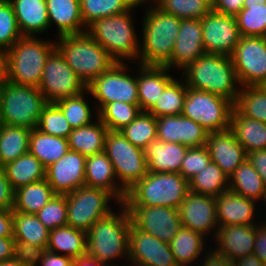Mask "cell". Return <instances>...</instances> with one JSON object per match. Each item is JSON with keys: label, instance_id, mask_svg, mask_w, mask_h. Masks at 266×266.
<instances>
[{"label": "cell", "instance_id": "cell-56", "mask_svg": "<svg viewBox=\"0 0 266 266\" xmlns=\"http://www.w3.org/2000/svg\"><path fill=\"white\" fill-rule=\"evenodd\" d=\"M263 224V225H262ZM257 223L253 253L266 265V223Z\"/></svg>", "mask_w": 266, "mask_h": 266}, {"label": "cell", "instance_id": "cell-45", "mask_svg": "<svg viewBox=\"0 0 266 266\" xmlns=\"http://www.w3.org/2000/svg\"><path fill=\"white\" fill-rule=\"evenodd\" d=\"M121 133L134 146L144 149L151 141L157 139L156 117L148 111L140 114Z\"/></svg>", "mask_w": 266, "mask_h": 266}, {"label": "cell", "instance_id": "cell-15", "mask_svg": "<svg viewBox=\"0 0 266 266\" xmlns=\"http://www.w3.org/2000/svg\"><path fill=\"white\" fill-rule=\"evenodd\" d=\"M201 24L205 53L231 56L241 39L235 16L211 10Z\"/></svg>", "mask_w": 266, "mask_h": 266}, {"label": "cell", "instance_id": "cell-8", "mask_svg": "<svg viewBox=\"0 0 266 266\" xmlns=\"http://www.w3.org/2000/svg\"><path fill=\"white\" fill-rule=\"evenodd\" d=\"M48 101L35 86L3 84L0 103V124L37 127L39 117Z\"/></svg>", "mask_w": 266, "mask_h": 266}, {"label": "cell", "instance_id": "cell-62", "mask_svg": "<svg viewBox=\"0 0 266 266\" xmlns=\"http://www.w3.org/2000/svg\"><path fill=\"white\" fill-rule=\"evenodd\" d=\"M73 266H110L105 262H100L88 254L74 259Z\"/></svg>", "mask_w": 266, "mask_h": 266}, {"label": "cell", "instance_id": "cell-28", "mask_svg": "<svg viewBox=\"0 0 266 266\" xmlns=\"http://www.w3.org/2000/svg\"><path fill=\"white\" fill-rule=\"evenodd\" d=\"M14 10L18 28L23 36H35L49 29L45 0H8ZM34 34V35H33Z\"/></svg>", "mask_w": 266, "mask_h": 266}, {"label": "cell", "instance_id": "cell-60", "mask_svg": "<svg viewBox=\"0 0 266 266\" xmlns=\"http://www.w3.org/2000/svg\"><path fill=\"white\" fill-rule=\"evenodd\" d=\"M211 252H207L205 254L206 259L202 261V265L199 264V266H235L234 262L231 261L228 258H225L219 254H216L214 251L210 250Z\"/></svg>", "mask_w": 266, "mask_h": 266}, {"label": "cell", "instance_id": "cell-36", "mask_svg": "<svg viewBox=\"0 0 266 266\" xmlns=\"http://www.w3.org/2000/svg\"><path fill=\"white\" fill-rule=\"evenodd\" d=\"M68 150L66 138L44 134L36 128L31 130L29 152L37 157L45 168L63 157Z\"/></svg>", "mask_w": 266, "mask_h": 266}, {"label": "cell", "instance_id": "cell-2", "mask_svg": "<svg viewBox=\"0 0 266 266\" xmlns=\"http://www.w3.org/2000/svg\"><path fill=\"white\" fill-rule=\"evenodd\" d=\"M154 5L147 9L143 20L138 62L139 65L166 66L171 60L181 19Z\"/></svg>", "mask_w": 266, "mask_h": 266}, {"label": "cell", "instance_id": "cell-20", "mask_svg": "<svg viewBox=\"0 0 266 266\" xmlns=\"http://www.w3.org/2000/svg\"><path fill=\"white\" fill-rule=\"evenodd\" d=\"M157 139L189 148L206 146L208 131L183 115L156 118Z\"/></svg>", "mask_w": 266, "mask_h": 266}, {"label": "cell", "instance_id": "cell-10", "mask_svg": "<svg viewBox=\"0 0 266 266\" xmlns=\"http://www.w3.org/2000/svg\"><path fill=\"white\" fill-rule=\"evenodd\" d=\"M234 103L225 97L187 87L182 115L209 133L230 128Z\"/></svg>", "mask_w": 266, "mask_h": 266}, {"label": "cell", "instance_id": "cell-50", "mask_svg": "<svg viewBox=\"0 0 266 266\" xmlns=\"http://www.w3.org/2000/svg\"><path fill=\"white\" fill-rule=\"evenodd\" d=\"M40 222L49 230L67 225L66 195L56 194L36 214Z\"/></svg>", "mask_w": 266, "mask_h": 266}, {"label": "cell", "instance_id": "cell-43", "mask_svg": "<svg viewBox=\"0 0 266 266\" xmlns=\"http://www.w3.org/2000/svg\"><path fill=\"white\" fill-rule=\"evenodd\" d=\"M234 107L243 116L266 123V89L263 85L241 87Z\"/></svg>", "mask_w": 266, "mask_h": 266}, {"label": "cell", "instance_id": "cell-1", "mask_svg": "<svg viewBox=\"0 0 266 266\" xmlns=\"http://www.w3.org/2000/svg\"><path fill=\"white\" fill-rule=\"evenodd\" d=\"M183 70L181 77H186L184 81L188 88L216 94L236 103L241 86L237 87L240 83L231 56L205 53Z\"/></svg>", "mask_w": 266, "mask_h": 266}, {"label": "cell", "instance_id": "cell-39", "mask_svg": "<svg viewBox=\"0 0 266 266\" xmlns=\"http://www.w3.org/2000/svg\"><path fill=\"white\" fill-rule=\"evenodd\" d=\"M81 16L87 28L98 19L133 10L142 4L139 0H79Z\"/></svg>", "mask_w": 266, "mask_h": 266}, {"label": "cell", "instance_id": "cell-49", "mask_svg": "<svg viewBox=\"0 0 266 266\" xmlns=\"http://www.w3.org/2000/svg\"><path fill=\"white\" fill-rule=\"evenodd\" d=\"M36 129L44 134L66 139L73 130L63 112L55 103H48L43 109Z\"/></svg>", "mask_w": 266, "mask_h": 266}, {"label": "cell", "instance_id": "cell-34", "mask_svg": "<svg viewBox=\"0 0 266 266\" xmlns=\"http://www.w3.org/2000/svg\"><path fill=\"white\" fill-rule=\"evenodd\" d=\"M56 193L44 179L15 190L13 212L36 214Z\"/></svg>", "mask_w": 266, "mask_h": 266}, {"label": "cell", "instance_id": "cell-47", "mask_svg": "<svg viewBox=\"0 0 266 266\" xmlns=\"http://www.w3.org/2000/svg\"><path fill=\"white\" fill-rule=\"evenodd\" d=\"M86 93L88 94V90L87 92L84 91L76 96L63 98L55 102L63 112L72 129L93 123L92 111L84 99Z\"/></svg>", "mask_w": 266, "mask_h": 266}, {"label": "cell", "instance_id": "cell-55", "mask_svg": "<svg viewBox=\"0 0 266 266\" xmlns=\"http://www.w3.org/2000/svg\"><path fill=\"white\" fill-rule=\"evenodd\" d=\"M244 0H212V10L221 14L236 16L243 8Z\"/></svg>", "mask_w": 266, "mask_h": 266}, {"label": "cell", "instance_id": "cell-48", "mask_svg": "<svg viewBox=\"0 0 266 266\" xmlns=\"http://www.w3.org/2000/svg\"><path fill=\"white\" fill-rule=\"evenodd\" d=\"M157 6L180 19H202L212 10V0H161Z\"/></svg>", "mask_w": 266, "mask_h": 266}, {"label": "cell", "instance_id": "cell-19", "mask_svg": "<svg viewBox=\"0 0 266 266\" xmlns=\"http://www.w3.org/2000/svg\"><path fill=\"white\" fill-rule=\"evenodd\" d=\"M86 159L87 156L68 150L46 168L45 180L56 194L66 195L85 185Z\"/></svg>", "mask_w": 266, "mask_h": 266}, {"label": "cell", "instance_id": "cell-21", "mask_svg": "<svg viewBox=\"0 0 266 266\" xmlns=\"http://www.w3.org/2000/svg\"><path fill=\"white\" fill-rule=\"evenodd\" d=\"M204 54L201 19H181L171 60L166 67L172 69L176 66L183 71Z\"/></svg>", "mask_w": 266, "mask_h": 266}, {"label": "cell", "instance_id": "cell-68", "mask_svg": "<svg viewBox=\"0 0 266 266\" xmlns=\"http://www.w3.org/2000/svg\"><path fill=\"white\" fill-rule=\"evenodd\" d=\"M3 84H0V103H1V92H2Z\"/></svg>", "mask_w": 266, "mask_h": 266}, {"label": "cell", "instance_id": "cell-18", "mask_svg": "<svg viewBox=\"0 0 266 266\" xmlns=\"http://www.w3.org/2000/svg\"><path fill=\"white\" fill-rule=\"evenodd\" d=\"M178 211L181 227L191 229L203 236L208 235L212 229H216L214 232L217 233L219 226L215 197L189 190Z\"/></svg>", "mask_w": 266, "mask_h": 266}, {"label": "cell", "instance_id": "cell-24", "mask_svg": "<svg viewBox=\"0 0 266 266\" xmlns=\"http://www.w3.org/2000/svg\"><path fill=\"white\" fill-rule=\"evenodd\" d=\"M117 179L114 167L105 152L87 156L85 165V185L100 188L111 193L115 203L125 201L126 191L115 181Z\"/></svg>", "mask_w": 266, "mask_h": 266}, {"label": "cell", "instance_id": "cell-54", "mask_svg": "<svg viewBox=\"0 0 266 266\" xmlns=\"http://www.w3.org/2000/svg\"><path fill=\"white\" fill-rule=\"evenodd\" d=\"M15 190L6 178L4 168L0 166V209H12L14 206Z\"/></svg>", "mask_w": 266, "mask_h": 266}, {"label": "cell", "instance_id": "cell-31", "mask_svg": "<svg viewBox=\"0 0 266 266\" xmlns=\"http://www.w3.org/2000/svg\"><path fill=\"white\" fill-rule=\"evenodd\" d=\"M97 122L74 128L67 137L69 150L89 156L104 152L108 128L98 118Z\"/></svg>", "mask_w": 266, "mask_h": 266}, {"label": "cell", "instance_id": "cell-41", "mask_svg": "<svg viewBox=\"0 0 266 266\" xmlns=\"http://www.w3.org/2000/svg\"><path fill=\"white\" fill-rule=\"evenodd\" d=\"M14 239L47 248L50 230L34 214L13 212Z\"/></svg>", "mask_w": 266, "mask_h": 266}, {"label": "cell", "instance_id": "cell-64", "mask_svg": "<svg viewBox=\"0 0 266 266\" xmlns=\"http://www.w3.org/2000/svg\"><path fill=\"white\" fill-rule=\"evenodd\" d=\"M7 81V51L0 48V84Z\"/></svg>", "mask_w": 266, "mask_h": 266}, {"label": "cell", "instance_id": "cell-61", "mask_svg": "<svg viewBox=\"0 0 266 266\" xmlns=\"http://www.w3.org/2000/svg\"><path fill=\"white\" fill-rule=\"evenodd\" d=\"M14 237H0V262L14 257Z\"/></svg>", "mask_w": 266, "mask_h": 266}, {"label": "cell", "instance_id": "cell-25", "mask_svg": "<svg viewBox=\"0 0 266 266\" xmlns=\"http://www.w3.org/2000/svg\"><path fill=\"white\" fill-rule=\"evenodd\" d=\"M218 226L255 224V200L227 190L215 197Z\"/></svg>", "mask_w": 266, "mask_h": 266}, {"label": "cell", "instance_id": "cell-66", "mask_svg": "<svg viewBox=\"0 0 266 266\" xmlns=\"http://www.w3.org/2000/svg\"><path fill=\"white\" fill-rule=\"evenodd\" d=\"M244 5L266 4V0H244Z\"/></svg>", "mask_w": 266, "mask_h": 266}, {"label": "cell", "instance_id": "cell-59", "mask_svg": "<svg viewBox=\"0 0 266 266\" xmlns=\"http://www.w3.org/2000/svg\"><path fill=\"white\" fill-rule=\"evenodd\" d=\"M0 237H14L12 209H0Z\"/></svg>", "mask_w": 266, "mask_h": 266}, {"label": "cell", "instance_id": "cell-67", "mask_svg": "<svg viewBox=\"0 0 266 266\" xmlns=\"http://www.w3.org/2000/svg\"><path fill=\"white\" fill-rule=\"evenodd\" d=\"M141 3H145V1H151V3H156V5L161 1V0H139ZM153 1V2H152Z\"/></svg>", "mask_w": 266, "mask_h": 266}, {"label": "cell", "instance_id": "cell-57", "mask_svg": "<svg viewBox=\"0 0 266 266\" xmlns=\"http://www.w3.org/2000/svg\"><path fill=\"white\" fill-rule=\"evenodd\" d=\"M247 160L251 163L266 185V149L248 152Z\"/></svg>", "mask_w": 266, "mask_h": 266}, {"label": "cell", "instance_id": "cell-27", "mask_svg": "<svg viewBox=\"0 0 266 266\" xmlns=\"http://www.w3.org/2000/svg\"><path fill=\"white\" fill-rule=\"evenodd\" d=\"M138 68V104L141 111H149L174 78L168 74L170 69L166 66L140 65Z\"/></svg>", "mask_w": 266, "mask_h": 266}, {"label": "cell", "instance_id": "cell-42", "mask_svg": "<svg viewBox=\"0 0 266 266\" xmlns=\"http://www.w3.org/2000/svg\"><path fill=\"white\" fill-rule=\"evenodd\" d=\"M187 86L175 78L165 87L163 93L148 111L156 118L163 116L182 115Z\"/></svg>", "mask_w": 266, "mask_h": 266}, {"label": "cell", "instance_id": "cell-46", "mask_svg": "<svg viewBox=\"0 0 266 266\" xmlns=\"http://www.w3.org/2000/svg\"><path fill=\"white\" fill-rule=\"evenodd\" d=\"M241 37L266 34V4L243 5L235 16Z\"/></svg>", "mask_w": 266, "mask_h": 266}, {"label": "cell", "instance_id": "cell-38", "mask_svg": "<svg viewBox=\"0 0 266 266\" xmlns=\"http://www.w3.org/2000/svg\"><path fill=\"white\" fill-rule=\"evenodd\" d=\"M204 236L191 229L181 227L170 242L171 251L178 266H190L202 253Z\"/></svg>", "mask_w": 266, "mask_h": 266}, {"label": "cell", "instance_id": "cell-65", "mask_svg": "<svg viewBox=\"0 0 266 266\" xmlns=\"http://www.w3.org/2000/svg\"><path fill=\"white\" fill-rule=\"evenodd\" d=\"M0 266H25L15 257L0 262Z\"/></svg>", "mask_w": 266, "mask_h": 266}, {"label": "cell", "instance_id": "cell-51", "mask_svg": "<svg viewBox=\"0 0 266 266\" xmlns=\"http://www.w3.org/2000/svg\"><path fill=\"white\" fill-rule=\"evenodd\" d=\"M22 36L11 3L0 0V48L7 51Z\"/></svg>", "mask_w": 266, "mask_h": 266}, {"label": "cell", "instance_id": "cell-13", "mask_svg": "<svg viewBox=\"0 0 266 266\" xmlns=\"http://www.w3.org/2000/svg\"><path fill=\"white\" fill-rule=\"evenodd\" d=\"M38 89L48 103H55L87 91V86L55 49L46 60Z\"/></svg>", "mask_w": 266, "mask_h": 266}, {"label": "cell", "instance_id": "cell-23", "mask_svg": "<svg viewBox=\"0 0 266 266\" xmlns=\"http://www.w3.org/2000/svg\"><path fill=\"white\" fill-rule=\"evenodd\" d=\"M252 225H222L215 233L219 246L213 250L225 258L235 261L253 253L255 243V228Z\"/></svg>", "mask_w": 266, "mask_h": 266}, {"label": "cell", "instance_id": "cell-7", "mask_svg": "<svg viewBox=\"0 0 266 266\" xmlns=\"http://www.w3.org/2000/svg\"><path fill=\"white\" fill-rule=\"evenodd\" d=\"M131 16L129 10L98 19L86 30L118 63H122L123 59L136 61L139 58L140 45Z\"/></svg>", "mask_w": 266, "mask_h": 266}, {"label": "cell", "instance_id": "cell-17", "mask_svg": "<svg viewBox=\"0 0 266 266\" xmlns=\"http://www.w3.org/2000/svg\"><path fill=\"white\" fill-rule=\"evenodd\" d=\"M129 261L133 266H178L170 243L158 240L138 229L131 221L129 230Z\"/></svg>", "mask_w": 266, "mask_h": 266}, {"label": "cell", "instance_id": "cell-6", "mask_svg": "<svg viewBox=\"0 0 266 266\" xmlns=\"http://www.w3.org/2000/svg\"><path fill=\"white\" fill-rule=\"evenodd\" d=\"M188 192L189 183L181 174L148 172L127 191L123 204L178 209Z\"/></svg>", "mask_w": 266, "mask_h": 266}, {"label": "cell", "instance_id": "cell-33", "mask_svg": "<svg viewBox=\"0 0 266 266\" xmlns=\"http://www.w3.org/2000/svg\"><path fill=\"white\" fill-rule=\"evenodd\" d=\"M47 250L73 260L87 254L86 232L71 226H63L50 230Z\"/></svg>", "mask_w": 266, "mask_h": 266}, {"label": "cell", "instance_id": "cell-53", "mask_svg": "<svg viewBox=\"0 0 266 266\" xmlns=\"http://www.w3.org/2000/svg\"><path fill=\"white\" fill-rule=\"evenodd\" d=\"M47 248L32 245L23 240H15L14 257L25 266H38Z\"/></svg>", "mask_w": 266, "mask_h": 266}, {"label": "cell", "instance_id": "cell-5", "mask_svg": "<svg viewBox=\"0 0 266 266\" xmlns=\"http://www.w3.org/2000/svg\"><path fill=\"white\" fill-rule=\"evenodd\" d=\"M55 43L35 36H22L7 50V81L38 87L44 65Z\"/></svg>", "mask_w": 266, "mask_h": 266}, {"label": "cell", "instance_id": "cell-12", "mask_svg": "<svg viewBox=\"0 0 266 266\" xmlns=\"http://www.w3.org/2000/svg\"><path fill=\"white\" fill-rule=\"evenodd\" d=\"M124 63L116 62L87 86L89 95L91 94L100 103L96 118H98V112L110 102L138 104L137 76L132 77L127 74L128 65Z\"/></svg>", "mask_w": 266, "mask_h": 266}, {"label": "cell", "instance_id": "cell-32", "mask_svg": "<svg viewBox=\"0 0 266 266\" xmlns=\"http://www.w3.org/2000/svg\"><path fill=\"white\" fill-rule=\"evenodd\" d=\"M2 167L4 168L6 178L14 190L45 179L46 168L30 152Z\"/></svg>", "mask_w": 266, "mask_h": 266}, {"label": "cell", "instance_id": "cell-44", "mask_svg": "<svg viewBox=\"0 0 266 266\" xmlns=\"http://www.w3.org/2000/svg\"><path fill=\"white\" fill-rule=\"evenodd\" d=\"M141 112L139 104L120 101L106 104L99 112L98 118L110 131H121Z\"/></svg>", "mask_w": 266, "mask_h": 266}, {"label": "cell", "instance_id": "cell-37", "mask_svg": "<svg viewBox=\"0 0 266 266\" xmlns=\"http://www.w3.org/2000/svg\"><path fill=\"white\" fill-rule=\"evenodd\" d=\"M266 185L246 159L230 176L229 190L248 199L263 200Z\"/></svg>", "mask_w": 266, "mask_h": 266}, {"label": "cell", "instance_id": "cell-69", "mask_svg": "<svg viewBox=\"0 0 266 266\" xmlns=\"http://www.w3.org/2000/svg\"><path fill=\"white\" fill-rule=\"evenodd\" d=\"M264 201H266V188H265V194H264V198H263ZM266 203V202H265Z\"/></svg>", "mask_w": 266, "mask_h": 266}, {"label": "cell", "instance_id": "cell-16", "mask_svg": "<svg viewBox=\"0 0 266 266\" xmlns=\"http://www.w3.org/2000/svg\"><path fill=\"white\" fill-rule=\"evenodd\" d=\"M132 223L160 241L170 243L181 228L177 208L163 206H125Z\"/></svg>", "mask_w": 266, "mask_h": 266}, {"label": "cell", "instance_id": "cell-14", "mask_svg": "<svg viewBox=\"0 0 266 266\" xmlns=\"http://www.w3.org/2000/svg\"><path fill=\"white\" fill-rule=\"evenodd\" d=\"M241 87L261 86L266 83V39L244 36L231 55Z\"/></svg>", "mask_w": 266, "mask_h": 266}, {"label": "cell", "instance_id": "cell-22", "mask_svg": "<svg viewBox=\"0 0 266 266\" xmlns=\"http://www.w3.org/2000/svg\"><path fill=\"white\" fill-rule=\"evenodd\" d=\"M206 147L211 161L230 176L246 159L247 153L229 128L208 133Z\"/></svg>", "mask_w": 266, "mask_h": 266}, {"label": "cell", "instance_id": "cell-9", "mask_svg": "<svg viewBox=\"0 0 266 266\" xmlns=\"http://www.w3.org/2000/svg\"><path fill=\"white\" fill-rule=\"evenodd\" d=\"M104 152L114 167L118 184L126 192L148 173L143 149L134 146L121 131L107 132Z\"/></svg>", "mask_w": 266, "mask_h": 266}, {"label": "cell", "instance_id": "cell-11", "mask_svg": "<svg viewBox=\"0 0 266 266\" xmlns=\"http://www.w3.org/2000/svg\"><path fill=\"white\" fill-rule=\"evenodd\" d=\"M111 199H116L104 189L81 186L66 194L67 225L87 232L99 219L109 215Z\"/></svg>", "mask_w": 266, "mask_h": 266}, {"label": "cell", "instance_id": "cell-52", "mask_svg": "<svg viewBox=\"0 0 266 266\" xmlns=\"http://www.w3.org/2000/svg\"><path fill=\"white\" fill-rule=\"evenodd\" d=\"M211 162L206 146L188 148L182 161L179 174L189 181Z\"/></svg>", "mask_w": 266, "mask_h": 266}, {"label": "cell", "instance_id": "cell-35", "mask_svg": "<svg viewBox=\"0 0 266 266\" xmlns=\"http://www.w3.org/2000/svg\"><path fill=\"white\" fill-rule=\"evenodd\" d=\"M31 129L0 124V166L29 152Z\"/></svg>", "mask_w": 266, "mask_h": 266}, {"label": "cell", "instance_id": "cell-3", "mask_svg": "<svg viewBox=\"0 0 266 266\" xmlns=\"http://www.w3.org/2000/svg\"><path fill=\"white\" fill-rule=\"evenodd\" d=\"M58 39L56 49L86 86L116 63L86 31L63 35Z\"/></svg>", "mask_w": 266, "mask_h": 266}, {"label": "cell", "instance_id": "cell-26", "mask_svg": "<svg viewBox=\"0 0 266 266\" xmlns=\"http://www.w3.org/2000/svg\"><path fill=\"white\" fill-rule=\"evenodd\" d=\"M189 147L179 143L151 141L144 149L148 172L179 173L182 161Z\"/></svg>", "mask_w": 266, "mask_h": 266}, {"label": "cell", "instance_id": "cell-29", "mask_svg": "<svg viewBox=\"0 0 266 266\" xmlns=\"http://www.w3.org/2000/svg\"><path fill=\"white\" fill-rule=\"evenodd\" d=\"M50 26L54 23L58 36L83 33L87 30L81 16L79 0H45ZM83 28V29H82Z\"/></svg>", "mask_w": 266, "mask_h": 266}, {"label": "cell", "instance_id": "cell-4", "mask_svg": "<svg viewBox=\"0 0 266 266\" xmlns=\"http://www.w3.org/2000/svg\"><path fill=\"white\" fill-rule=\"evenodd\" d=\"M120 206L121 213L112 211L86 232L87 254L100 262L129 256L131 215L123 203Z\"/></svg>", "mask_w": 266, "mask_h": 266}, {"label": "cell", "instance_id": "cell-30", "mask_svg": "<svg viewBox=\"0 0 266 266\" xmlns=\"http://www.w3.org/2000/svg\"><path fill=\"white\" fill-rule=\"evenodd\" d=\"M230 129L246 153L266 149V123L245 117L234 107Z\"/></svg>", "mask_w": 266, "mask_h": 266}, {"label": "cell", "instance_id": "cell-63", "mask_svg": "<svg viewBox=\"0 0 266 266\" xmlns=\"http://www.w3.org/2000/svg\"><path fill=\"white\" fill-rule=\"evenodd\" d=\"M234 264L235 266H266L254 253L235 260Z\"/></svg>", "mask_w": 266, "mask_h": 266}, {"label": "cell", "instance_id": "cell-58", "mask_svg": "<svg viewBox=\"0 0 266 266\" xmlns=\"http://www.w3.org/2000/svg\"><path fill=\"white\" fill-rule=\"evenodd\" d=\"M73 261L71 257L64 256L62 253L60 255L47 250L39 264L41 266H73Z\"/></svg>", "mask_w": 266, "mask_h": 266}, {"label": "cell", "instance_id": "cell-40", "mask_svg": "<svg viewBox=\"0 0 266 266\" xmlns=\"http://www.w3.org/2000/svg\"><path fill=\"white\" fill-rule=\"evenodd\" d=\"M189 190L209 196H219L229 190V176L214 162H210L189 181Z\"/></svg>", "mask_w": 266, "mask_h": 266}]
</instances>
